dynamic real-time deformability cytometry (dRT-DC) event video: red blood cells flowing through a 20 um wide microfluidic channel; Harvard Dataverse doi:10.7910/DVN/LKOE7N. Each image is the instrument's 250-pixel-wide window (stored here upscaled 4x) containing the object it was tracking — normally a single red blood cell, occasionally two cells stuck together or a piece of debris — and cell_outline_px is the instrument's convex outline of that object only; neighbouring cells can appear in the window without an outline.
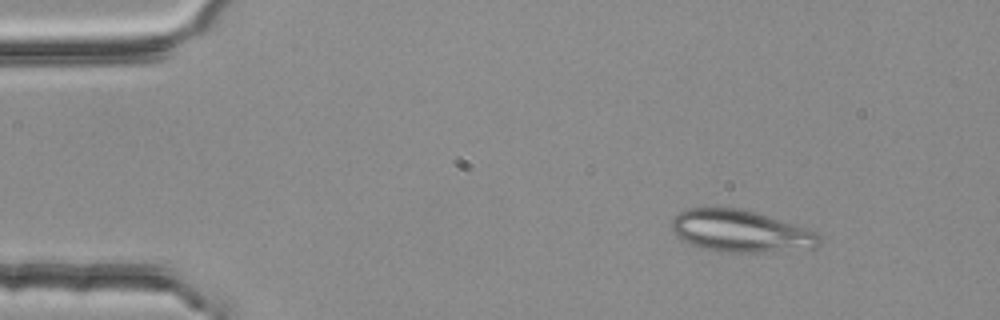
{"species": "common noctule bat (a hibernating species)", "species_latin": "Nyctalus noctula", "temperature_condition": "room temperature", "stored_images_in_passage": 3, "camera_frame_rate_fps": 3000, "um_per_image_px": 0.085, "animal": {"sex": "female", "body_mass_g": 25.1}, "frame": {"image": 1, "passage_image": 1, "time_ms": 0.0, "image_size_px": [1000, 320], "cell_outline_px": [[820, 244], [816, 248], [764, 252], [720, 252], [704, 248], [692, 244], [676, 236], [672, 232], [672, 220], [680, 212], [688, 208], [740, 208], [820, 232]], "centroid_in_image_um": [62.98, 19.66], "position_along_channel_um": 22.0, "area_um2": 35.95}}